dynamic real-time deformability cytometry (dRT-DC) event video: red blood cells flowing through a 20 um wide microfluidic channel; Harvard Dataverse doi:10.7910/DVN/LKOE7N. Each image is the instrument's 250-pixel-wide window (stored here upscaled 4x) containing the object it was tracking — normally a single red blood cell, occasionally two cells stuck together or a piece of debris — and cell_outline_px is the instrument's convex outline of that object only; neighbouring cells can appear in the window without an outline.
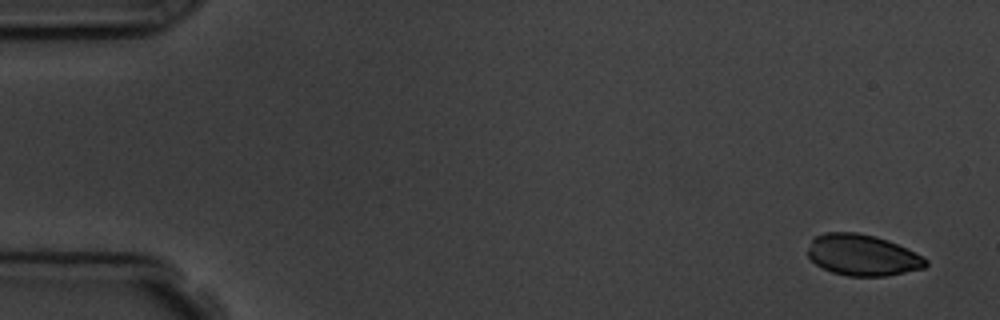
{"species": "common noctule bat (a hibernating species)", "species_latin": "Nyctalus noctula", "temperature_condition": "room temperature", "stored_images_in_passage": 5, "camera_frame_rate_fps": 3000, "um_per_image_px": 0.085, "animal": {"sex": "male", "body_mass_g": 19.5, "forearm_length_mm": 54.6}, "frame": {"image": 1, "passage_image": 1, "time_ms": 0.0, "image_size_px": [1000, 320], "cell_outline_px": [[928, 264], [924, 268], [884, 276], [848, 276], [832, 272], [816, 264], [808, 256], [808, 248], [812, 240], [816, 236], [824, 232], [856, 232], [876, 236], [888, 240], [928, 260]], "centroid_in_image_um": [73.28, 21.68], "position_along_channel_um": 11.7, "area_um2": 27.98}}